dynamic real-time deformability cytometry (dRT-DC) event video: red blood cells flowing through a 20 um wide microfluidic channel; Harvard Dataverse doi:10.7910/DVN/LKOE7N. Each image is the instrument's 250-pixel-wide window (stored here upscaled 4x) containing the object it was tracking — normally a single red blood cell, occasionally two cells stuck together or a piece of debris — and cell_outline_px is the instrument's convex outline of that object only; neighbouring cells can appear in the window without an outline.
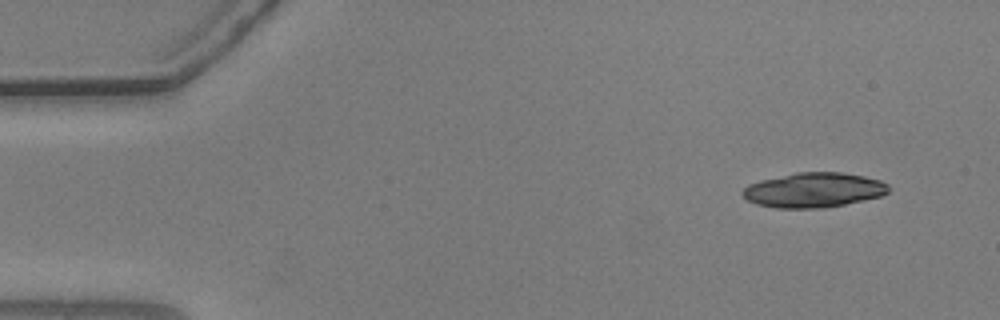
{"species": "common noctule bat (a hibernating species)", "species_latin": "Nyctalus noctula", "temperature_condition": "warm", "stored_images_in_passage": 14, "camera_frame_rate_fps": 3000, "um_per_image_px": 0.085, "animal": {"sex": "male", "body_mass_g": 20.5, "forearm_length_mm": 52.5}, "frame": {"image": 1, "passage_image": 1, "time_ms": 0.0, "image_size_px": [1000, 320], "cell_outline_px": [[888, 192], [880, 196], [864, 200], [824, 208], [776, 208], [756, 204], [748, 200], [740, 192], [748, 184], [760, 180], [796, 172], [840, 172], [864, 176], [880, 180], [888, 184]], "centroid_in_image_um": [69.14, 16.15], "position_along_channel_um": 15.9, "area_um2": 29.59}}